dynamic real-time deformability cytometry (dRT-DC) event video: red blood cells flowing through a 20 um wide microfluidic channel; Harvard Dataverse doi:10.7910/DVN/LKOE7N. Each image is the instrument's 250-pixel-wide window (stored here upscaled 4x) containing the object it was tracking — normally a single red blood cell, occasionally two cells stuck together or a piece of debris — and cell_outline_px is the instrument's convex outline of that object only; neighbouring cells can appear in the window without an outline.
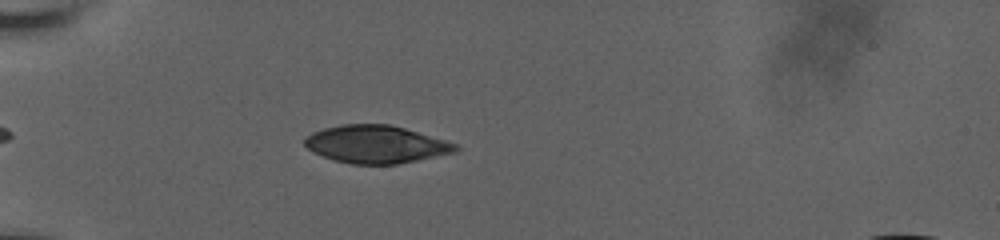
{"species": "human", "species_latin": "Homo sapiens", "temperature_condition": "room temperature", "stored_images_in_passage": 10, "camera_frame_rate_fps": 3000, "um_per_image_px": 0.085, "donor": {"sex": "male"}, "frame": {"image": 1, "passage_image": 3, "time_ms": 1.333, "image_size_px": [1000, 240], "cell_outline_px": [[460, 148], [456, 152], [396, 164], [352, 164], [332, 160], [308, 148], [304, 144], [304, 136], [312, 132], [324, 128], [340, 124], [388, 124], [404, 128], [444, 140], [456, 144]], "centroid_in_image_um": [31.93, 12.26], "position_along_channel_um": 53.1, "area_um2": 32.89}}
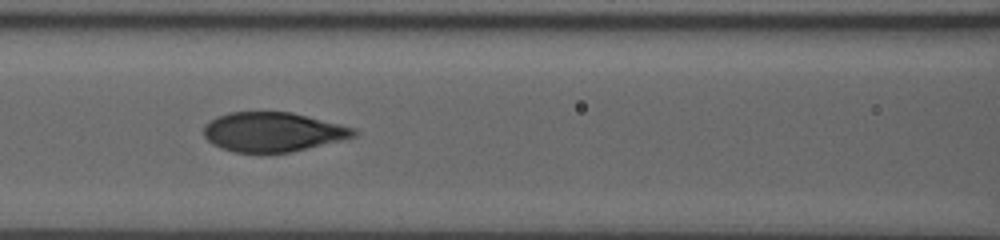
{"frame": {"image": 2, "passage_image": 7, "time_ms": 4.333, "image_size_px": [1000, 240], "cell_outline_px": [[356, 136], [292, 152], [236, 152], [220, 148], [212, 144], [204, 136], [204, 124], [216, 116], [228, 112], [292, 112], [356, 128]], "centroid_in_image_um": [23.16, 11.21], "position_along_channel_um": 143.4, "area_um2": 34.39}}
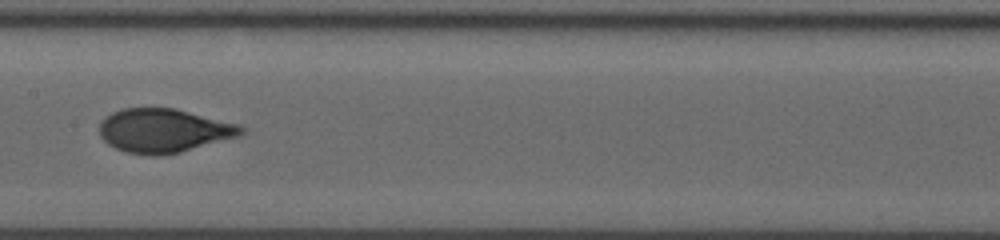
{"frame": {"image": 3, "passage_image": 9, "time_ms": 5.667, "image_size_px": [1000, 240], "cell_outline_px": [[244, 132], [240, 136], [180, 152], [164, 156], [148, 156], [128, 152], [116, 148], [108, 144], [100, 136], [100, 120], [104, 116], [120, 108], [176, 108], [240, 124], [244, 128]], "centroid_in_image_um": [13.92, 11.1], "position_along_channel_um": 193.5, "area_um2": 36.59}}